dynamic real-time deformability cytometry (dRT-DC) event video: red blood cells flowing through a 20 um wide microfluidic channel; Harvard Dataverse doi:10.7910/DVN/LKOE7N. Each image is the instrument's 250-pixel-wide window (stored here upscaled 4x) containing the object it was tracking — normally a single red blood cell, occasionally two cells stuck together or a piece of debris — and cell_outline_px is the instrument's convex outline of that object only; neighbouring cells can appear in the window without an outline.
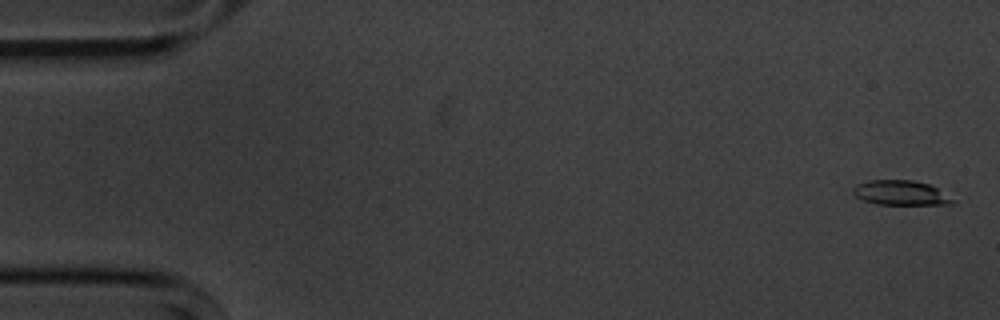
{"species": "common noctule bat (a hibernating species)", "species_latin": "Nyctalus noctula", "temperature_condition": "cold", "stored_images_in_passage": 4, "camera_frame_rate_fps": 3000, "um_per_image_px": 0.085, "animal": {"sex": "male", "body_mass_g": 20.1, "forearm_length_mm": 53.5}, "frame": {"image": 1, "passage_image": 1, "time_ms": 0.0, "image_size_px": [1000, 320], "cell_outline_px": [[956, 200], [952, 204], [876, 204], [864, 200], [856, 196], [852, 192], [852, 188], [856, 184], [868, 180], [912, 180], [928, 184], [936, 188]], "centroid_in_image_um": [76.53, 16.38], "position_along_channel_um": 8.5, "area_um2": 14.22}}
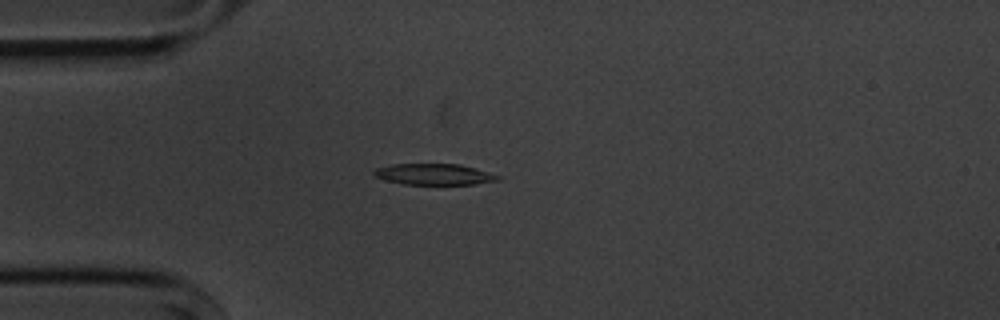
{"frame": {"image": 2, "passage_image": 4, "time_ms": 4.333, "image_size_px": [1000, 320], "cell_outline_px": [[500, 180], [472, 184], [404, 184], [384, 180], [376, 176], [372, 172], [376, 168], [392, 164], [460, 164], [488, 172], [500, 176]], "centroid_in_image_um": [36.87, 14.81], "position_along_channel_um": 48.1, "area_um2": 15.09}}